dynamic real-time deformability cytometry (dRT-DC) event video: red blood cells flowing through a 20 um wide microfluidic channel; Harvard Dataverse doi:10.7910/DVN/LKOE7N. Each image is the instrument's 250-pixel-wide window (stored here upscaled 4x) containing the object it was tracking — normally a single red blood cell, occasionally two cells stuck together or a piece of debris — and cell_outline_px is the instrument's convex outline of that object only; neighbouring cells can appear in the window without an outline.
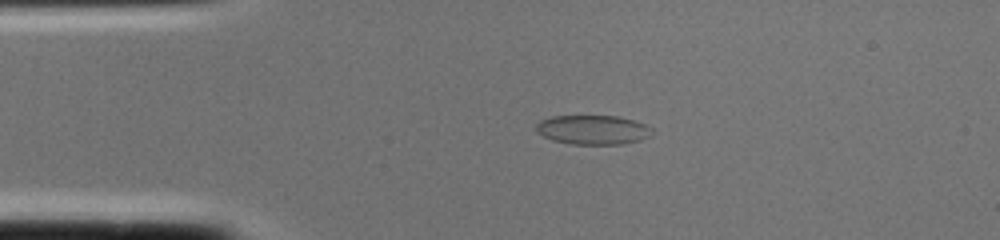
{"species": "common noctule bat (a hibernating species)", "species_latin": "Nyctalus noctula", "temperature_condition": "cold", "stored_images_in_passage": 1, "camera_frame_rate_fps": 3000, "um_per_image_px": 0.085, "animal": {"sex": "female", "body_mass_g": 22.0, "forearm_length_mm": 56.7}, "frame": {"image": 1, "passage_image": 1, "time_ms": 0.0, "image_size_px": [1000, 240], "cell_outline_px": [[652, 136], [640, 140], [624, 144], [572, 144], [552, 140], [536, 132], [536, 124], [540, 120], [552, 116], [620, 116], [644, 124], [652, 128]], "centroid_in_image_um": [50.4, 11.03], "position_along_channel_um": 34.6, "area_um2": 19.88}}